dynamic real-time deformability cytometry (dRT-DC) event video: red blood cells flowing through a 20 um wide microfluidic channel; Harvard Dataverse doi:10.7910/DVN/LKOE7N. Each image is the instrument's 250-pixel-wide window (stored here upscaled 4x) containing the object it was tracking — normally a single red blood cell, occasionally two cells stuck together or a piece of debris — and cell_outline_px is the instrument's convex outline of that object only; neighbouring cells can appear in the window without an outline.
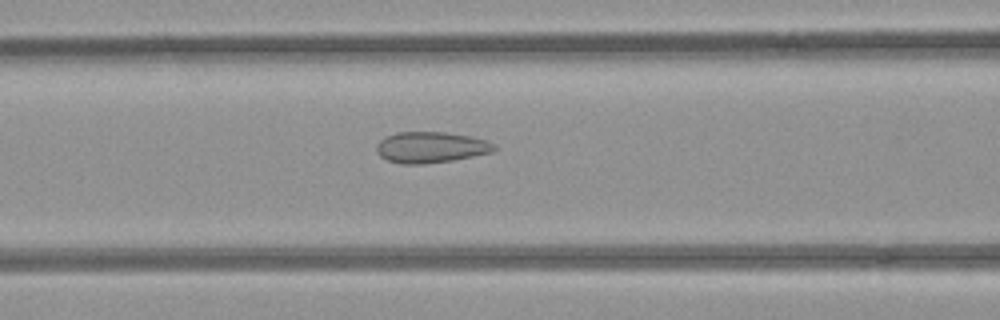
{"species": "common noctule bat (a hibernating species)", "species_latin": "Nyctalus noctula", "temperature_condition": "room temperature", "stored_images_in_passage": 53, "camera_frame_rate_fps": 3000, "um_per_image_px": 0.085, "animal": {"sex": "female", "body_mass_g": 21.9}, "frame": {"image": 1, "passage_image": 22, "time_ms": 7.0, "image_size_px": [1000, 320], "cell_outline_px": [[496, 148], [492, 152], [452, 160], [424, 164], [400, 164], [388, 160], [380, 156], [376, 152], [376, 144], [384, 136], [396, 132], [444, 132], [472, 136], [496, 144]], "centroid_in_image_um": [36.58, 12.51], "position_along_channel_um": 130.0, "area_um2": 21.39}}
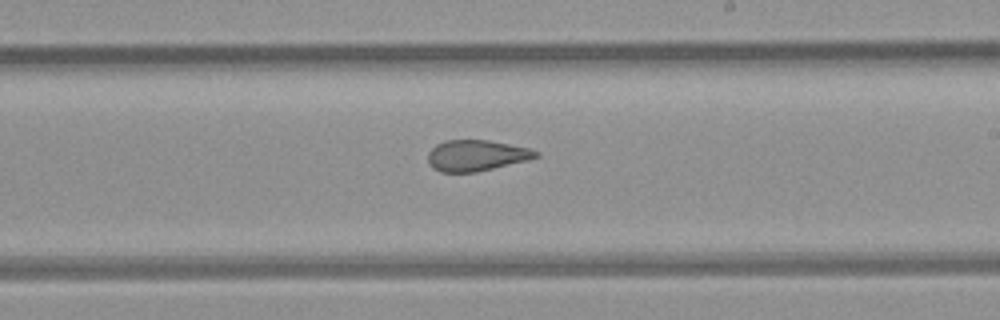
{"frame": {"image": 2, "passage_image": 31, "time_ms": 10.0, "image_size_px": [1000, 320], "cell_outline_px": [[540, 156], [528, 160], [476, 172], [440, 172], [432, 168], [428, 164], [428, 152], [436, 144], [444, 140], [488, 140], [532, 148], [540, 152]], "centroid_in_image_um": [40.5, 13.21], "position_along_channel_um": 248.5, "area_um2": 19.71}}
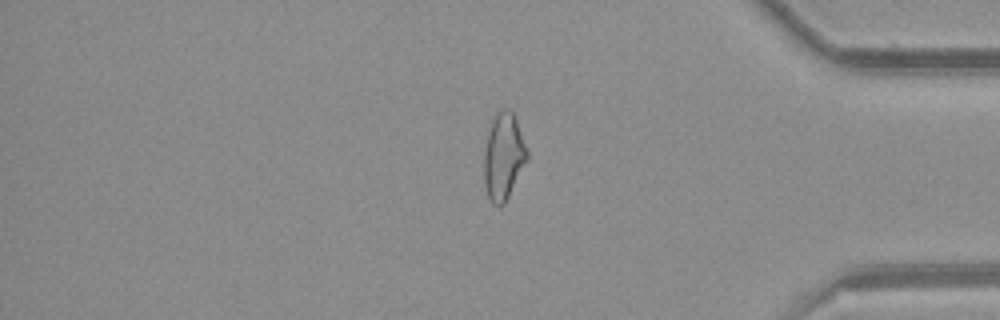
{"frame": {"image": 3, "passage_image": 44, "time_ms": 14.333, "image_size_px": [1000, 320], "cell_outline_px": [[528, 160], [504, 204], [500, 208], [492, 204], [488, 196], [484, 184], [484, 152], [488, 132], [492, 116], [496, 112], [504, 108], [508, 108], [516, 116], [528, 152]], "centroid_in_image_um": [42.8, 13.28], "position_along_channel_um": 392.4, "area_um2": 22.14}, "authors_computed_cell_mechanics": {"area_um2": 23.0044, "velocity_mm_per_s": 3.9507, "shape_relaxation_time_tau1_ms": null, "shape_relaxation_time_tau2_ms": 1.4972, "deformation_change_tau1": null, "deformation_change_tau2": 0.0932}}